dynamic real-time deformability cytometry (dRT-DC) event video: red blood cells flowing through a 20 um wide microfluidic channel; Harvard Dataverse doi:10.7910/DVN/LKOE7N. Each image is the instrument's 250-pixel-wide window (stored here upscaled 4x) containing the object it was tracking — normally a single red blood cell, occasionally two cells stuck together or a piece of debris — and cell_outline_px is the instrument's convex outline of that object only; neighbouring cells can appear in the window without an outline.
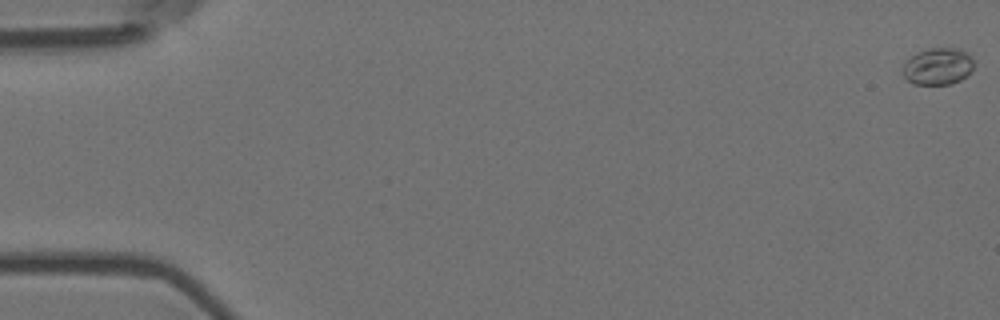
{"species": "Egyptian fruit bat (a non-hibernating species)", "species_latin": "Rousettus aegyptiacus", "temperature_condition": "room temperature", "stored_images_in_passage": 10, "camera_frame_rate_fps": 3000, "um_per_image_px": 0.085, "animal": {"sex": "female"}, "frame": {"image": 1, "passage_image": 1, "time_ms": 0.0, "image_size_px": [1000, 320], "cell_outline_px": [[972, 68], [960, 80], [952, 84], [912, 84], [900, 72], [904, 60], [916, 52], [928, 48], [960, 48], [968, 52], [972, 56]], "centroid_in_image_um": [79.65, 5.62], "position_along_channel_um": 5.3, "area_um2": 15.55}}